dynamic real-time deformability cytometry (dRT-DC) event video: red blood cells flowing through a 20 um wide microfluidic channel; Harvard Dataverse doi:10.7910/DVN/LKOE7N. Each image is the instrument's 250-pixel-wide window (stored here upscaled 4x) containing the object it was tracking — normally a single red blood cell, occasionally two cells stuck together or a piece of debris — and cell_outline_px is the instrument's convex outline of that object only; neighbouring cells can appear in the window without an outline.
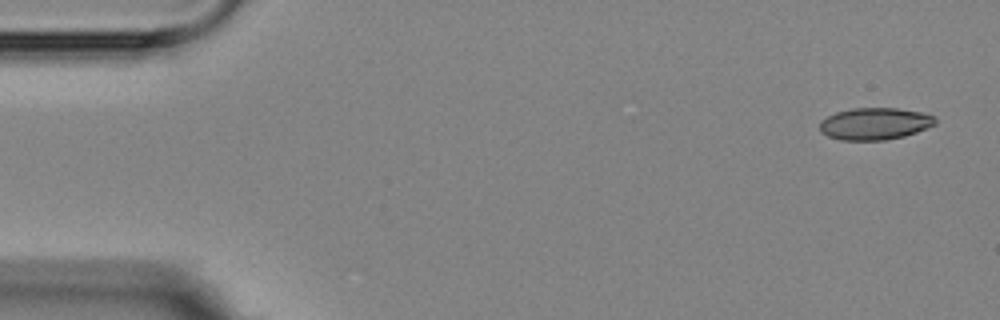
{"species": "Egyptian fruit bat (a non-hibernating species)", "species_latin": "Rousettus aegyptiacus", "temperature_condition": "room temperature", "stored_images_in_passage": 13, "camera_frame_rate_fps": 3000, "um_per_image_px": 0.085, "animal": {"sex": "female"}, "frame": {"image": 1, "passage_image": 1, "time_ms": 0.0, "image_size_px": [1000, 320], "cell_outline_px": [[936, 124], [916, 132], [904, 136], [884, 140], [840, 140], [828, 136], [820, 132], [820, 120], [836, 112], [852, 108], [896, 108], [920, 112], [936, 116]], "centroid_in_image_um": [74.35, 10.51], "position_along_channel_um": 10.7, "area_um2": 21.56}}
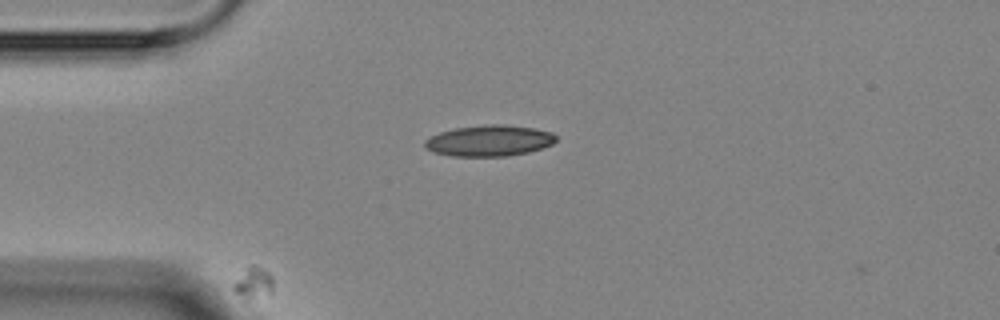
{"frame": {"image": 2, "passage_image": 4, "time_ms": 3.667, "image_size_px": [1000, 320], "cell_outline_px": [[556, 140], [552, 144], [528, 152], [508, 156], [452, 156], [432, 152], [424, 148], [424, 140], [440, 132], [456, 128], [488, 124], [504, 124], [536, 128], [552, 132], [556, 136]], "centroid_in_image_um": [41.57, 11.96], "position_along_channel_um": 43.4, "area_um2": 23.81}}